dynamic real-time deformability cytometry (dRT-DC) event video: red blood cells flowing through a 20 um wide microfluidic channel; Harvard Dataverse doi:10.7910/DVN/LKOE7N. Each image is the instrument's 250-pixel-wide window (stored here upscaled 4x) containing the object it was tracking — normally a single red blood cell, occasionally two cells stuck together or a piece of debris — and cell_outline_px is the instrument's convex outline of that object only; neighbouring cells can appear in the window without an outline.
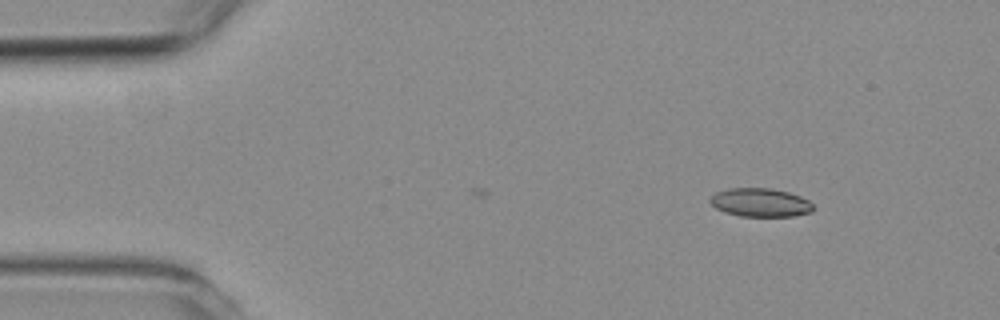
{"species": "common noctule bat (a hibernating species)", "species_latin": "Nyctalus noctula", "temperature_condition": "room temperature", "stored_images_in_passage": 41, "camera_frame_rate_fps": 3000, "um_per_image_px": 0.085, "animal": {"sex": "female", "body_mass_g": 19.3, "forearm_length_mm": 54.1}, "frame": {"image": 1, "passage_image": 1, "time_ms": 0.0, "image_size_px": [1000, 320], "cell_outline_px": [[812, 212], [792, 216], [740, 216], [724, 212], [716, 208], [708, 200], [716, 192], [728, 188], [772, 188], [788, 192], [800, 196], [808, 200], [812, 204]], "centroid_in_image_um": [64.61, 17.21], "position_along_channel_um": 20.4, "area_um2": 17.11}}
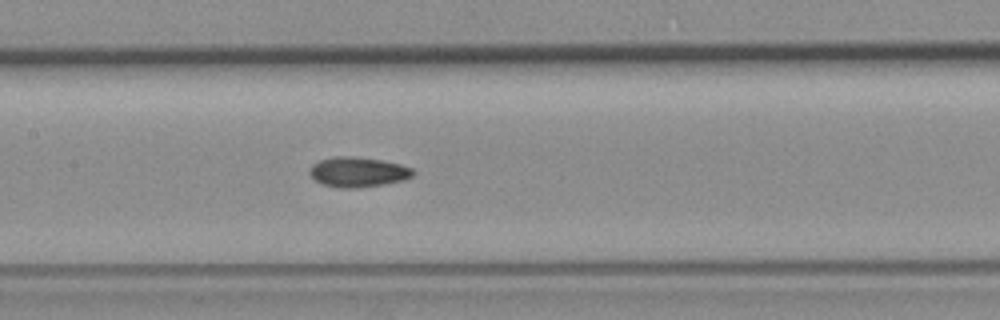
{"frame": {"image": 2, "passage_image": 20, "time_ms": 6.333, "image_size_px": [1000, 320], "cell_outline_px": [[416, 172], [412, 176], [404, 180], [384, 184], [356, 188], [340, 188], [320, 184], [308, 172], [312, 164], [320, 160], [336, 156], [348, 156], [380, 160], [400, 164], [412, 168]], "centroid_in_image_um": [30.42, 14.63], "position_along_channel_um": 177.0, "area_um2": 18.03}}
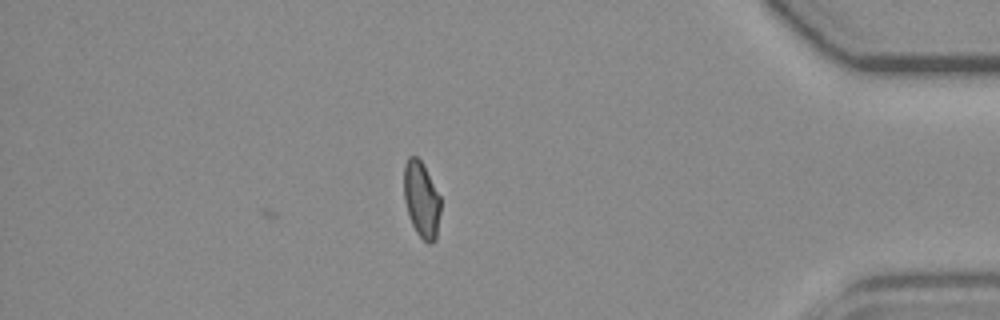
{"frame": {"image": 3, "passage_image": 41, "time_ms": 13.333, "image_size_px": [1000, 320], "cell_outline_px": [[440, 212], [436, 240], [432, 244], [428, 244], [416, 232], [408, 216], [404, 200], [404, 164], [408, 156], [416, 156], [420, 160], [440, 196]], "centroid_in_image_um": [35.81, 16.99], "position_along_channel_um": 399.4, "area_um2": 16.24}, "authors_computed_cell_mechanics": {"area_um2": 17.3978, "velocity_mm_per_s": 3.7727, "shape_relaxation_time_tau1_ms": null, "shape_relaxation_time_tau2_ms": 2.2707, "deformation_change_tau1": null, "deformation_change_tau2": 0.0679}}